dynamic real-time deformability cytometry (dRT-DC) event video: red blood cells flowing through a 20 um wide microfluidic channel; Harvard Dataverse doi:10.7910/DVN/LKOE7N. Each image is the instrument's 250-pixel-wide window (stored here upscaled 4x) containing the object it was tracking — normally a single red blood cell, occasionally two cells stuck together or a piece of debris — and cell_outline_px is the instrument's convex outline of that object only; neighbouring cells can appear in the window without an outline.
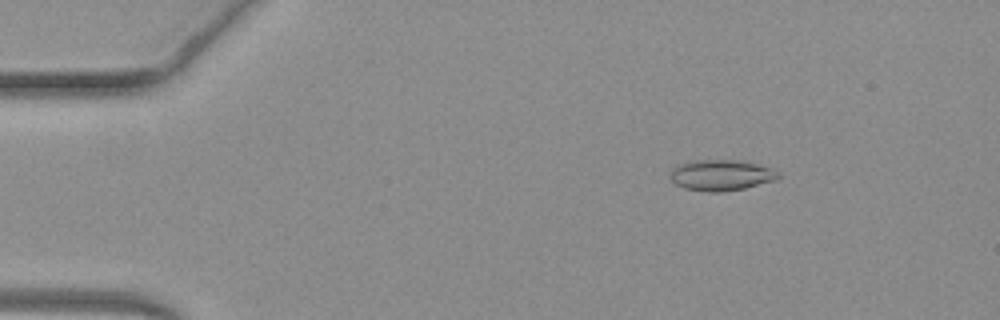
{"species": "common noctule bat (a hibernating species)", "species_latin": "Nyctalus noctula", "temperature_condition": "warm", "stored_images_in_passage": 51, "camera_frame_rate_fps": 3000, "um_per_image_px": 0.085, "animal": {"sex": "female", "body_mass_g": 19.3, "forearm_length_mm": 54.1}, "frame": {"image": 1, "passage_image": 8, "time_ms": 2.333, "image_size_px": [1000, 320], "cell_outline_px": [[780, 176], [776, 180], [744, 188], [720, 192], [708, 192], [684, 188], [676, 184], [668, 176], [672, 168], [676, 164], [692, 160], [740, 160], [772, 168], [780, 172]], "centroid_in_image_um": [61.27, 14.88], "position_along_channel_um": 23.7, "area_um2": 19.65}}
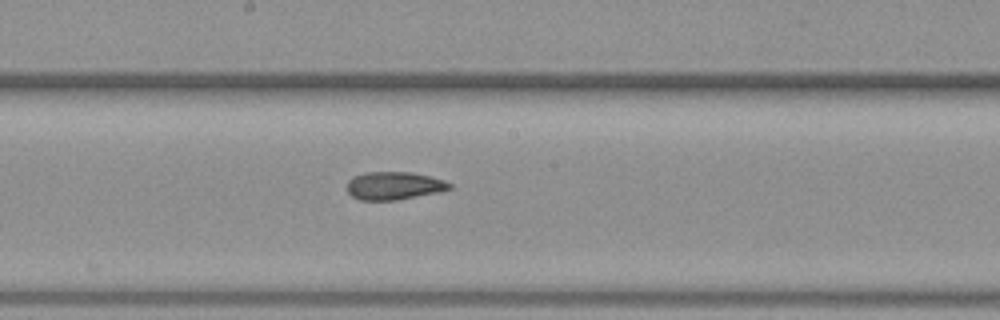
{"frame": {"image": 2, "passage_image": 28, "time_ms": 9.0, "image_size_px": [1000, 320], "cell_outline_px": [[452, 188], [440, 192], [396, 200], [360, 200], [352, 196], [348, 192], [348, 180], [352, 176], [364, 172], [412, 172], [444, 180], [452, 184]], "centroid_in_image_um": [33.49, 15.78], "position_along_channel_um": 214.7, "area_um2": 16.76}}
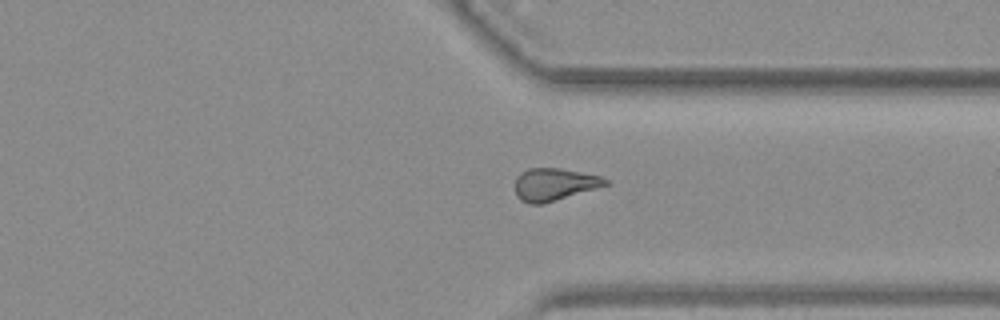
{"frame": {"image": 3, "passage_image": 39, "time_ms": 12.667, "image_size_px": [1000, 320], "cell_outline_px": [[608, 184], [596, 188], [544, 204], [528, 204], [520, 200], [516, 196], [516, 176], [520, 172], [528, 168], [560, 168], [600, 176], [608, 180]], "centroid_in_image_um": [47.07, 15.68], "position_along_channel_um": 364.3, "area_um2": 17.05}, "authors_computed_cell_mechanics": {"area_um2": 17.8602, "velocity_mm_per_s": 4.0822, "shape_relaxation_time_tau1_ms": 10.2584, "shape_relaxation_time_tau2_ms": 3.4198, "deformation_change_tau1": 0.2303, "deformation_change_tau2": 0.1188}}